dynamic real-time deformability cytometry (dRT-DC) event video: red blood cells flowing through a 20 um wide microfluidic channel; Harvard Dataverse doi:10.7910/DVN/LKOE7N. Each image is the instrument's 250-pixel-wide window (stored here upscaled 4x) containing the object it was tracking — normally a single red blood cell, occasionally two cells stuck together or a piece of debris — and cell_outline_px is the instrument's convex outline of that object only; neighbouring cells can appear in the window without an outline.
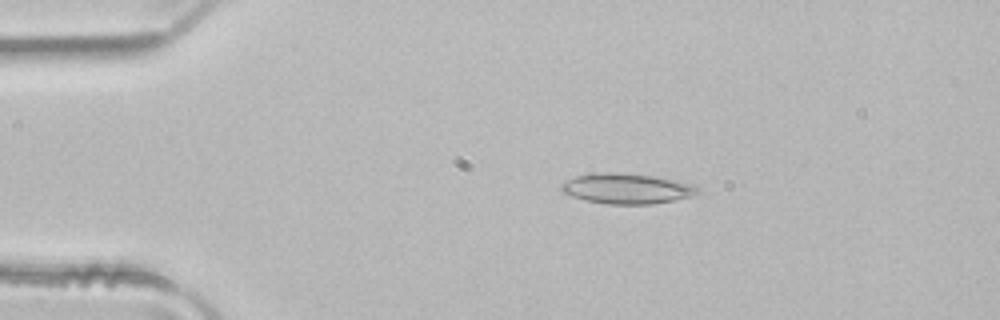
{"species": "common noctule bat (a hibernating species)", "species_latin": "Nyctalus noctula", "temperature_condition": "room temperature", "stored_images_in_passage": 4, "camera_frame_rate_fps": 3000, "um_per_image_px": 0.085, "animal": {"sex": "male", "body_mass_g": 21.5, "forearm_length_mm": 52.0}, "frame": {"image": 1, "passage_image": 3, "time_ms": 0.667, "image_size_px": [1000, 320], "cell_outline_px": [[700, 192], [692, 196], [652, 204], [608, 204], [584, 200], [572, 196], [564, 192], [560, 188], [560, 184], [576, 176], [604, 172], [612, 172], [652, 176], [676, 180], [700, 188]], "centroid_in_image_um": [53.27, 16.04], "position_along_channel_um": 31.7, "area_um2": 23.76}}